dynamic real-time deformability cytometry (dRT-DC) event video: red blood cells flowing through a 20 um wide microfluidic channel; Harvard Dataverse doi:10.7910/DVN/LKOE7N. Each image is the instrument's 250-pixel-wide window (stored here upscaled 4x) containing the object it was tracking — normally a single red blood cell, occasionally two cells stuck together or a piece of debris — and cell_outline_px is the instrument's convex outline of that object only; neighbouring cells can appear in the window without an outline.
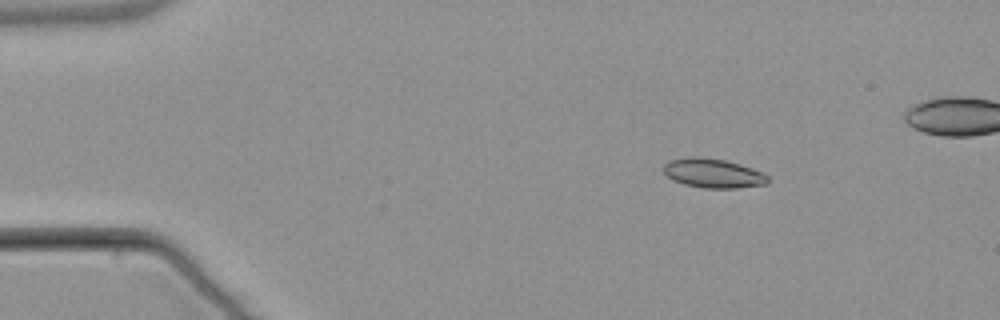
{"species": "common noctule bat (a hibernating species)", "species_latin": "Nyctalus noctula", "temperature_condition": "warm", "stored_images_in_passage": 4, "camera_frame_rate_fps": 3000, "um_per_image_px": 0.085, "animal": {"sex": "male", "body_mass_g": 21.5, "forearm_length_mm": 52.0}, "frame": {"image": 1, "passage_image": 1, "time_ms": 0.0, "image_size_px": [1000, 320], "cell_outline_px": [[768, 184], [736, 188], [704, 188], [684, 184], [672, 180], [664, 172], [664, 164], [668, 160], [692, 156], [704, 156], [724, 160], [740, 164], [764, 172], [768, 176]], "centroid_in_image_um": [60.62, 14.71], "position_along_channel_um": 24.4, "area_um2": 17.98}}